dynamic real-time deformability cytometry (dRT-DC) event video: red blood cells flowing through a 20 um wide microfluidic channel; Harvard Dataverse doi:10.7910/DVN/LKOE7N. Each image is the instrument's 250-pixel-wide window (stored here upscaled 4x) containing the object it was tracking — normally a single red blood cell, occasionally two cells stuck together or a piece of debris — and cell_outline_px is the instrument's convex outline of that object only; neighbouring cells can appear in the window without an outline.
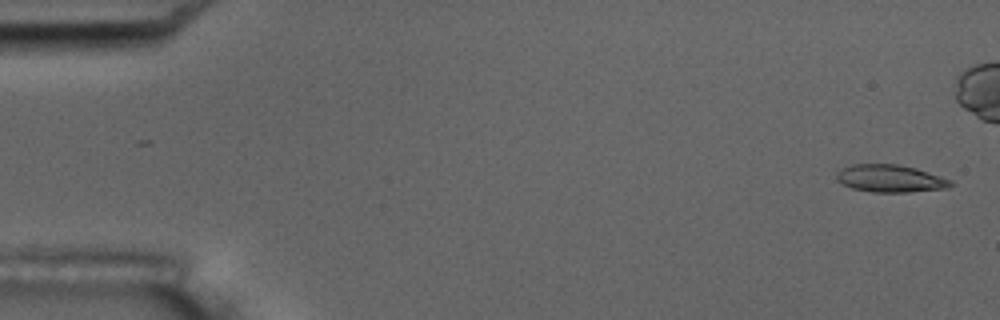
{"species": "common noctule bat (a hibernating species)", "species_latin": "Nyctalus noctula", "temperature_condition": "room temperature", "stored_images_in_passage": 6, "camera_frame_rate_fps": 3000, "um_per_image_px": 0.085, "animal": {"sex": "male", "body_mass_g": 17.5, "forearm_length_mm": 52.3}, "frame": {"image": 1, "passage_image": 1, "time_ms": 0.0, "image_size_px": [1000, 320], "cell_outline_px": [[952, 184], [948, 188], [908, 192], [872, 192], [852, 188], [844, 184], [836, 176], [836, 172], [852, 164], [896, 164], [916, 168], [952, 180]], "centroid_in_image_um": [75.69, 15.17], "position_along_channel_um": 9.3, "area_um2": 18.03}}